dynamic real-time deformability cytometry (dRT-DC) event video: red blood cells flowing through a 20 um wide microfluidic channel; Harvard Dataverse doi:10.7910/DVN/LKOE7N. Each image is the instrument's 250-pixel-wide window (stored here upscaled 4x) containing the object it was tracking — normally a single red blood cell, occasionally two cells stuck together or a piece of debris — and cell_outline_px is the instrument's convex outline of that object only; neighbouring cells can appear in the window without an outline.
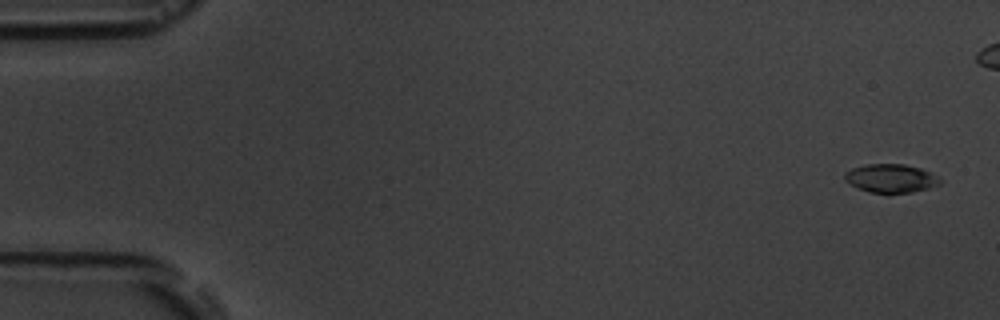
{"species": "common noctule bat (a hibernating species)", "species_latin": "Nyctalus noctula", "temperature_condition": "room temperature", "stored_images_in_passage": 7, "camera_frame_rate_fps": 3000, "um_per_image_px": 0.085, "animal": {"sex": "male", "body_mass_g": 19.5, "forearm_length_mm": 54.6}, "frame": {"image": 1, "passage_image": 1, "time_ms": 0.0, "image_size_px": [1000, 320], "cell_outline_px": [[940, 184], [928, 188], [912, 192], [888, 196], [868, 192], [856, 188], [844, 180], [844, 172], [852, 168], [868, 164], [904, 164], [920, 168], [932, 172], [940, 180]], "centroid_in_image_um": [75.68, 15.2], "position_along_channel_um": 9.3, "area_um2": 16.42}}
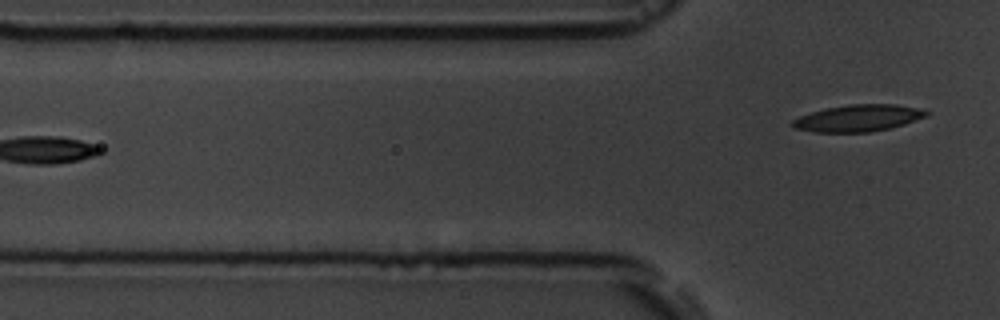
{"frame": {"image": 2, "passage_image": 7, "time_ms": 7.0, "image_size_px": [1000, 320], "cell_outline_px": [[928, 116], [904, 124], [888, 128], [868, 132], [812, 132], [792, 128], [788, 124], [792, 120], [800, 116], [812, 112], [828, 108], [848, 104], [896, 104], [920, 108], [928, 112]], "centroid_in_image_um": [72.91, 10.04], "position_along_channel_um": 52.9, "area_um2": 20.92}}